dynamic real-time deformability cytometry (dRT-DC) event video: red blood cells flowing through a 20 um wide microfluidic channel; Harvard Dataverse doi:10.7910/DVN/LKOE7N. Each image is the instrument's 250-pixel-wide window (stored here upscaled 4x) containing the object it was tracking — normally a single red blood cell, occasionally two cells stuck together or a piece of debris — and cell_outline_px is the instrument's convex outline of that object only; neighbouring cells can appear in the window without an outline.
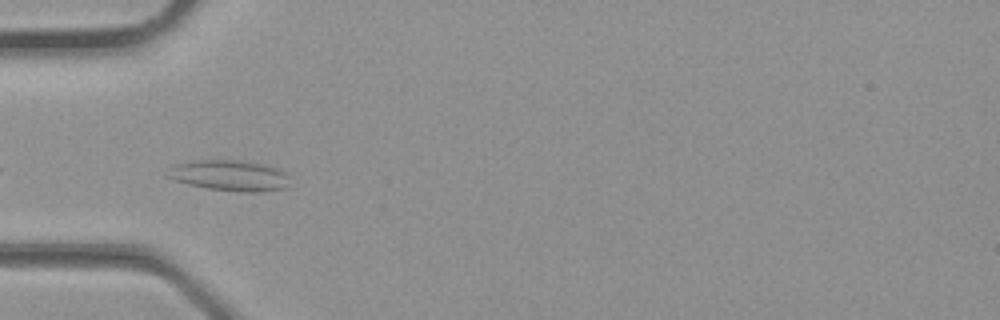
{"species": "common noctule bat (a hibernating species)", "species_latin": "Nyctalus noctula", "temperature_condition": "room temperature", "stored_images_in_passage": 16, "camera_frame_rate_fps": 3000, "um_per_image_px": 0.085, "animal": {"sex": "male", "body_mass_g": 23.1, "forearm_length_mm": 52.7}, "frame": {"image": 1, "passage_image": 10, "time_ms": 3.0, "image_size_px": [1000, 320], "cell_outline_px": [[288, 188], [260, 192], [240, 192], [208, 188], [188, 184], [176, 180], [168, 176], [168, 168], [172, 164], [192, 160], [232, 160], [264, 164], [280, 168], [288, 172]], "centroid_in_image_um": [19.55, 14.91], "position_along_channel_um": 65.4, "area_um2": 22.14}}
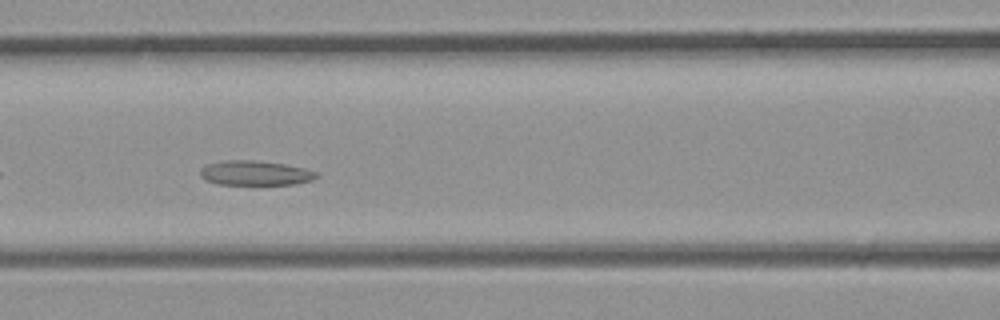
{"frame": {"image": 2, "passage_image": 14, "time_ms": 4.333, "image_size_px": [1000, 320], "cell_outline_px": [[320, 176], [312, 180], [296, 184], [216, 184], [204, 180], [200, 176], [200, 168], [208, 164], [228, 160], [252, 160], [284, 164], [304, 168], [320, 172]], "centroid_in_image_um": [21.72, 14.71], "position_along_channel_um": 144.9, "area_um2": 16.76}}
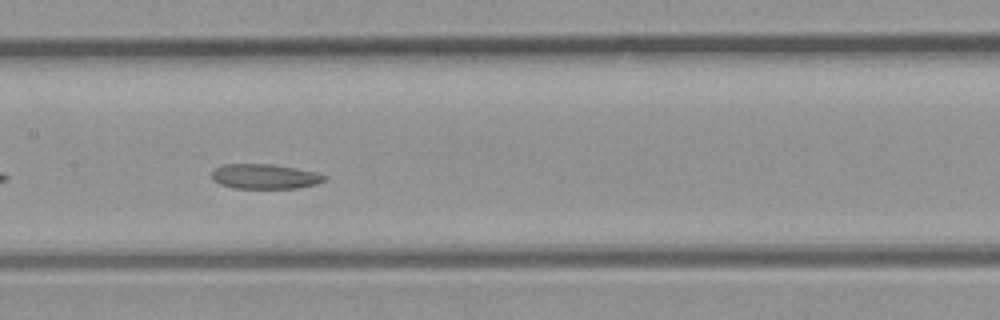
{"frame": {"image": 3, "passage_image": 16, "time_ms": 5.0, "image_size_px": [1000, 320], "cell_outline_px": [[328, 176], [324, 180], [316, 184], [296, 188], [232, 188], [220, 184], [212, 180], [212, 172], [220, 164], [272, 164], [296, 168], [316, 172]], "centroid_in_image_um": [22.49, 14.99], "position_along_channel_um": 184.9, "area_um2": 16.36}}